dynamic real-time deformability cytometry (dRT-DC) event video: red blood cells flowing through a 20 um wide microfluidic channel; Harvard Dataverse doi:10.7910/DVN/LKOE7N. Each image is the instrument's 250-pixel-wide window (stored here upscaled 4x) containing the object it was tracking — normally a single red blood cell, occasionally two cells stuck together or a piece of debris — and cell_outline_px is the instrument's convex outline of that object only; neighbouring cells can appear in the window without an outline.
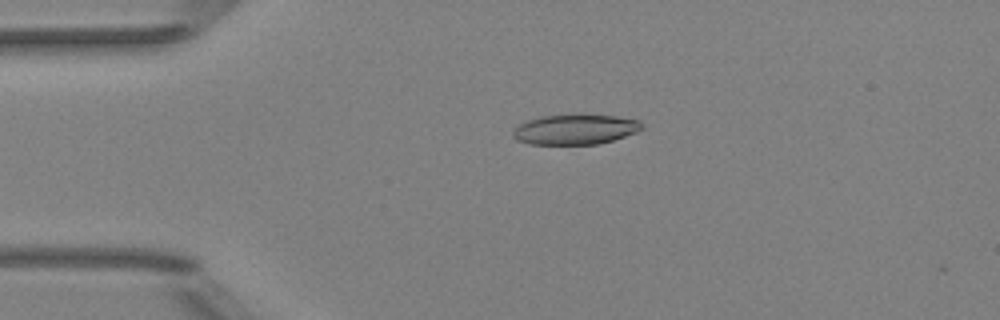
{"species": "Egyptian fruit bat (a non-hibernating species)", "species_latin": "Rousettus aegyptiacus", "temperature_condition": "room temperature", "stored_images_in_passage": 5, "camera_frame_rate_fps": 3000, "um_per_image_px": 0.085, "animal": {"sex": "female"}, "frame": {"image": 1, "passage_image": 4, "time_ms": 3.333, "image_size_px": [1000, 320], "cell_outline_px": [[644, 128], [636, 132], [600, 144], [528, 144], [516, 140], [512, 136], [512, 132], [520, 124], [528, 120], [540, 116], [576, 112], [616, 116], [640, 120], [644, 124]], "centroid_in_image_um": [48.91, 10.96], "position_along_channel_um": 36.1, "area_um2": 23.35}}